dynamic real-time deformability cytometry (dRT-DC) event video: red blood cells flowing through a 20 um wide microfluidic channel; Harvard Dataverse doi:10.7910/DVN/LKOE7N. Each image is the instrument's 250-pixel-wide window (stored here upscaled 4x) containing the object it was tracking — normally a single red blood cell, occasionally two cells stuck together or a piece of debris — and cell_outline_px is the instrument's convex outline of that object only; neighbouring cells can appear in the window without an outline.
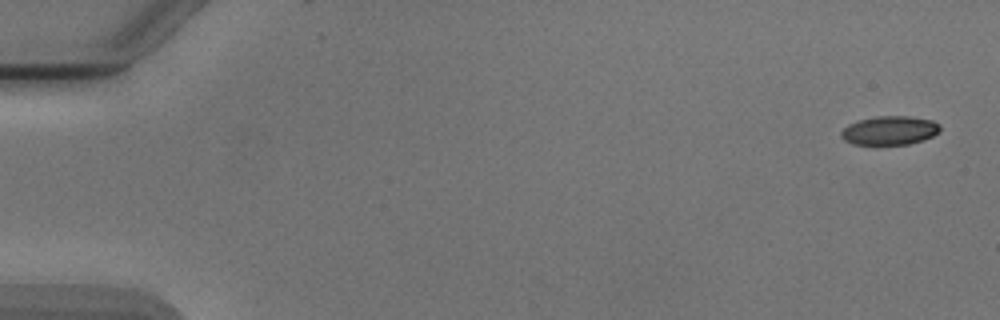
{"species": "Egyptian fruit bat (a non-hibernating species)", "species_latin": "Rousettus aegyptiacus", "temperature_condition": "cold", "stored_images_in_passage": 5, "camera_frame_rate_fps": 3000, "um_per_image_px": 0.085, "animal": {"sex": "male"}, "frame": {"image": 1, "passage_image": 1, "time_ms": 0.0, "image_size_px": [1000, 320], "cell_outline_px": [[940, 132], [924, 140], [908, 144], [852, 144], [844, 140], [840, 136], [840, 132], [848, 124], [860, 120], [876, 116], [908, 116], [932, 120], [940, 124]], "centroid_in_image_um": [75.63, 11.09], "position_along_channel_um": 9.4, "area_um2": 16.65}}
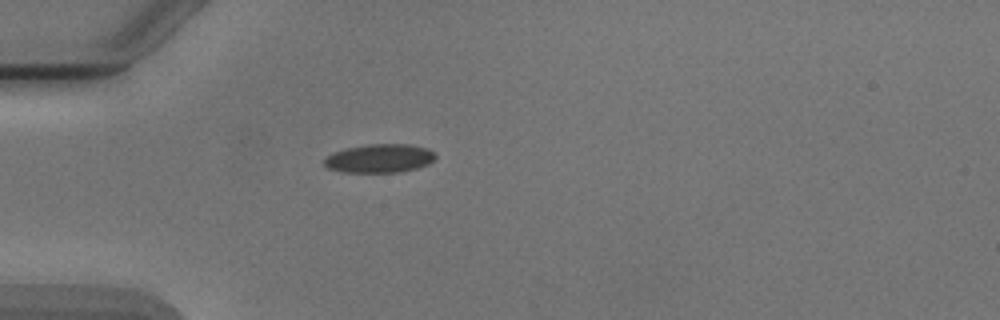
{"frame": {"image": 2, "passage_image": 5, "time_ms": 4.667, "image_size_px": [1000, 320], "cell_outline_px": [[436, 156], [428, 164], [416, 168], [400, 172], [340, 172], [328, 168], [324, 164], [324, 160], [328, 156], [336, 152], [348, 148], [368, 144], [408, 144], [428, 148]], "centroid_in_image_um": [32.27, 13.46], "position_along_channel_um": 52.7, "area_um2": 18.32}}